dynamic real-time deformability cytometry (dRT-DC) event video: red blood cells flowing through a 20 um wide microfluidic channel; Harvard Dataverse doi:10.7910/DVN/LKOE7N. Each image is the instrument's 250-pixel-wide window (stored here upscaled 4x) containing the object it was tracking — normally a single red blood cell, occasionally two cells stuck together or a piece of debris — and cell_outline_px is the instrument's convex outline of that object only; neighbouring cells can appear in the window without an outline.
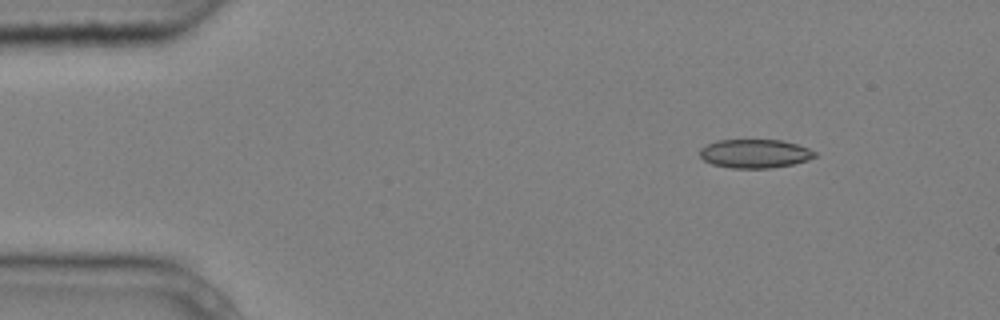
{"species": "common noctule bat (a hibernating species)", "species_latin": "Nyctalus noctula", "temperature_condition": "cold", "stored_images_in_passage": 6, "camera_frame_rate_fps": 3000, "um_per_image_px": 0.085, "animal": {"sex": "male", "body_mass_g": 20.4}, "frame": {"image": 1, "passage_image": 1, "time_ms": 0.0, "image_size_px": [1000, 320], "cell_outline_px": [[816, 156], [808, 160], [792, 164], [772, 168], [732, 168], [712, 164], [704, 160], [700, 156], [700, 148], [716, 140], [780, 140], [796, 144], [808, 148], [816, 152]], "centroid_in_image_um": [64.16, 13.06], "position_along_channel_um": 20.8, "area_um2": 19.19}}
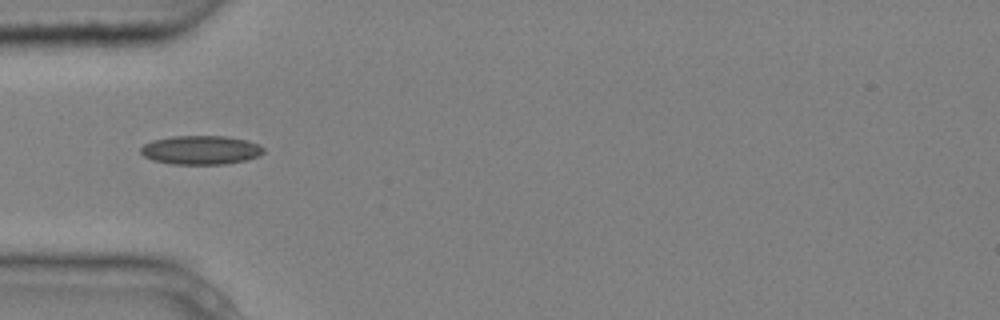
{"frame": {"image": 2, "passage_image": 4, "time_ms": 1.0, "image_size_px": [1000, 320], "cell_outline_px": [[264, 152], [260, 156], [244, 160], [224, 164], [172, 164], [152, 160], [144, 156], [140, 152], [140, 148], [144, 144], [152, 140], [172, 136], [228, 136], [248, 140], [260, 144], [264, 148]], "centroid_in_image_um": [17.08, 12.74], "position_along_channel_um": 67.9, "area_um2": 20.87}}
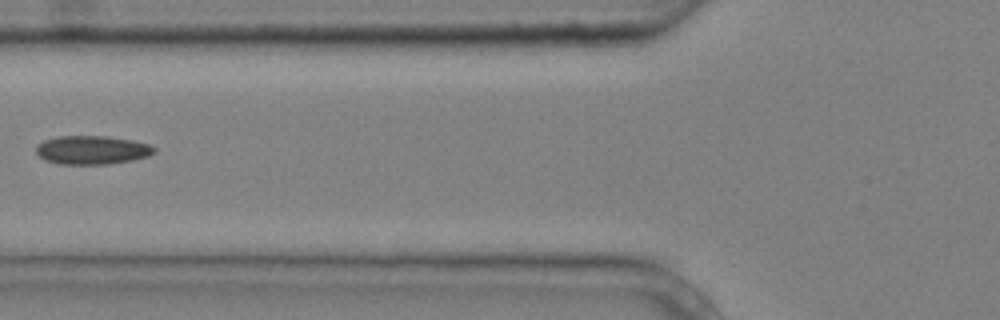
{"frame": {"image": 3, "passage_image": 5, "time_ms": 1.333, "image_size_px": [1000, 320], "cell_outline_px": [[156, 152], [148, 156], [132, 160], [108, 164], [60, 164], [44, 160], [36, 152], [36, 148], [44, 140], [60, 136], [104, 136], [132, 140], [148, 144], [156, 148]], "centroid_in_image_um": [7.84, 12.75], "position_along_channel_um": 118.0, "area_um2": 19.59}}